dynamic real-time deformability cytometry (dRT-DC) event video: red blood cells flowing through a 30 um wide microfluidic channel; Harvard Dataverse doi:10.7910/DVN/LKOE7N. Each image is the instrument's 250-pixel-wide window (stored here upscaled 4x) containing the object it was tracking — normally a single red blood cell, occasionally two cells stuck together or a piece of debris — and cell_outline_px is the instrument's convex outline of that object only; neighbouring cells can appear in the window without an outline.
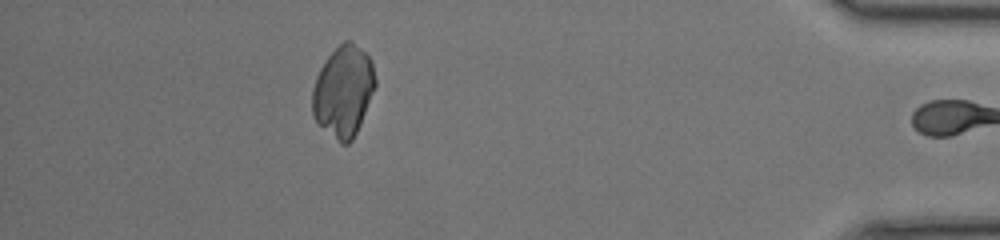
{"species": "common noctule bat (a hibernating species)", "species_latin": "Nyctalus noctula", "temperature_condition": "room temperature", "stored_images_in_passage": 36, "camera_frame_rate_fps": 3000, "um_per_image_px": 0.085, "animal": {"sex": "female", "body_mass_g": 17.0, "forearm_length_mm": 48.0}, "frame": {"image": 1, "passage_image": 35, "time_ms": 11.333, "image_size_px": [1000, 240], "cell_outline_px": [[376, 84], [360, 124], [352, 140], [348, 144], [340, 144], [316, 124], [312, 116], [312, 88], [316, 76], [324, 60], [344, 40], [352, 40], [372, 60], [376, 80]], "centroid_in_image_um": [29.16, 7.77], "position_along_channel_um": 406.0, "area_um2": 33.7}}